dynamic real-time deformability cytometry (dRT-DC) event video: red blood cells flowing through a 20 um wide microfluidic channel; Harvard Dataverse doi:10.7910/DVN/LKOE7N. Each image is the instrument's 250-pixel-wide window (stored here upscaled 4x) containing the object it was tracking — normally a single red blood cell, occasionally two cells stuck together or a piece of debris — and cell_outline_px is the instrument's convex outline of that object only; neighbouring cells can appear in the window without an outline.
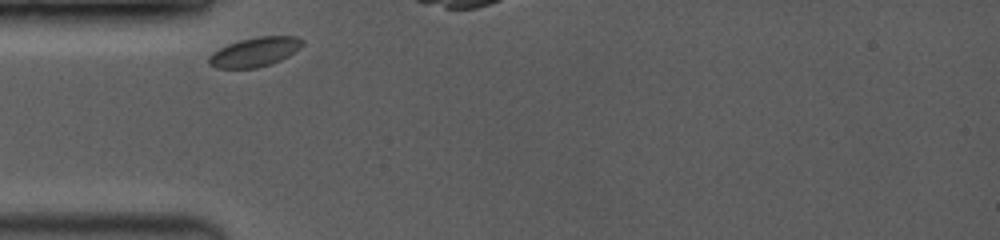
{"species": "common noctule bat (a hibernating species)", "species_latin": "Nyctalus noctula", "temperature_condition": "room temperature", "stored_images_in_passage": 46, "camera_frame_rate_fps": 3500, "um_per_image_px": 0.085, "animal": {"sex": "female", "body_mass_g": 19.0, "forearm_length_mm": 53.3}, "frame": {"image": 1, "passage_image": 1, "time_ms": 0.0, "image_size_px": [1000, 240], "cell_outline_px": [[304, 44], [300, 48], [288, 56], [280, 60], [256, 68], [216, 68], [208, 64], [208, 56], [212, 52], [228, 44], [240, 40], [256, 36], [296, 36], [304, 40]], "centroid_in_image_um": [21.65, 4.41], "position_along_channel_um": 63.4, "area_um2": 16.01}}
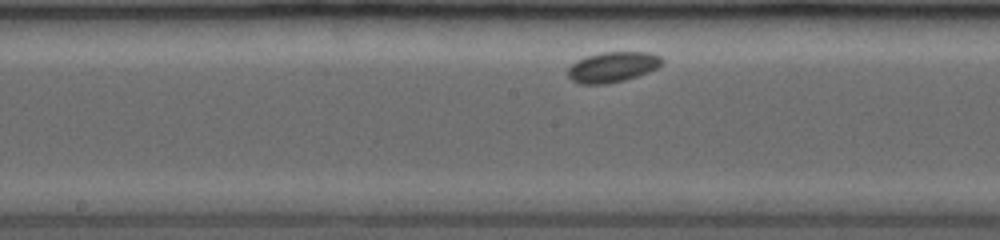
{"frame": {"image": 2, "passage_image": 17, "time_ms": 3.714, "image_size_px": [1000, 240], "cell_outline_px": [[664, 64], [648, 72], [624, 80], [608, 84], [580, 84], [572, 80], [568, 76], [568, 68], [576, 60], [584, 56], [600, 52], [652, 52], [660, 56], [664, 60]], "centroid_in_image_um": [52.07, 5.68], "position_along_channel_um": 196.1, "area_um2": 16.88}}
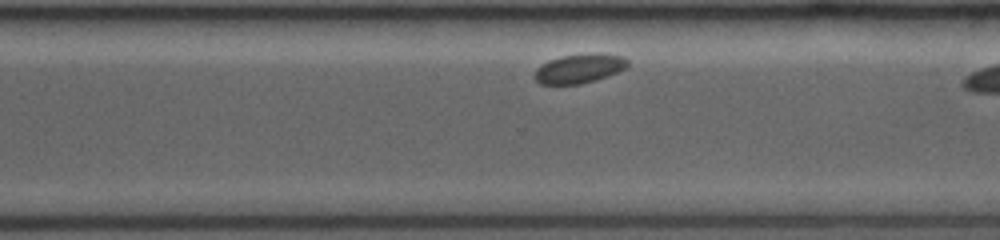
{"frame": {"image": 3, "passage_image": 45, "time_ms": 7.143, "image_size_px": [1000, 240], "cell_outline_px": [[628, 68], [596, 80], [580, 84], [540, 84], [532, 76], [536, 68], [548, 60], [560, 56], [592, 52], [596, 52], [624, 56], [628, 60]], "centroid_in_image_um": [49.25, 5.8], "position_along_channel_um": 321.4, "area_um2": 16.24}}